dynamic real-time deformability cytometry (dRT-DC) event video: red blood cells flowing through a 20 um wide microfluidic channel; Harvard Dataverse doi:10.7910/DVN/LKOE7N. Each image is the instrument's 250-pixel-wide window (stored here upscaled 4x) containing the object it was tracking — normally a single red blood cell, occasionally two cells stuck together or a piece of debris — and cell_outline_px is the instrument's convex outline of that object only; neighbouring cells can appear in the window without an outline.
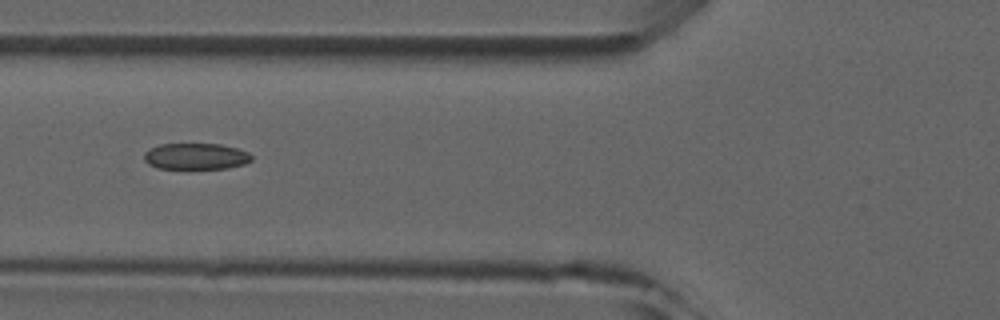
{"species": "common noctule bat (a hibernating species)", "species_latin": "Nyctalus noctula", "temperature_condition": "room temperature", "stored_images_in_passage": 6, "camera_frame_rate_fps": 3000, "um_per_image_px": 0.085, "animal": {"sex": "male", "forearm_length_mm": 52.5}, "frame": {"image": 1, "passage_image": 6, "time_ms": 5.667, "image_size_px": [1000, 320], "cell_outline_px": [[252, 160], [244, 164], [228, 168], [156, 168], [148, 164], [144, 160], [144, 152], [160, 144], [220, 144], [236, 148], [248, 152], [252, 156]], "centroid_in_image_um": [16.64, 13.29], "position_along_channel_um": 109.2, "area_um2": 16.36}}